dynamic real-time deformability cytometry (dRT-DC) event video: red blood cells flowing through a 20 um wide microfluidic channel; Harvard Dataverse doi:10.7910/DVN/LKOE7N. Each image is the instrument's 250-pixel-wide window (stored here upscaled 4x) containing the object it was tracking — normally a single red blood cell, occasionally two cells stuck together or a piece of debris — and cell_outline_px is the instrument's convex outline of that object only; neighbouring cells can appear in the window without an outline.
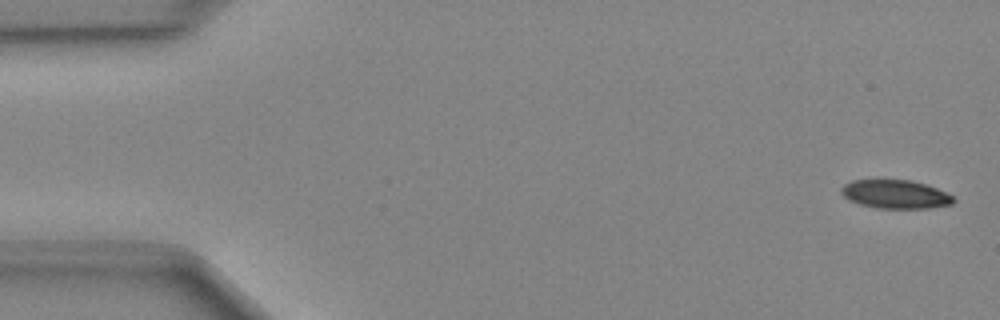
{"species": "Egyptian fruit bat (a non-hibernating species)", "species_latin": "Rousettus aegyptiacus", "temperature_condition": "cold", "stored_images_in_passage": 49, "camera_frame_rate_fps": 3000, "um_per_image_px": 0.085, "animal": {"sex": "female"}, "frame": {"image": 1, "passage_image": 2, "time_ms": 0.333, "image_size_px": [1000, 320], "cell_outline_px": [[956, 200], [952, 204], [928, 208], [876, 208], [860, 204], [848, 200], [840, 192], [840, 188], [844, 184], [852, 180], [880, 176], [912, 180], [936, 188], [952, 196]], "centroid_in_image_um": [76.02, 16.45], "position_along_channel_um": 9.0, "area_um2": 19.48}}
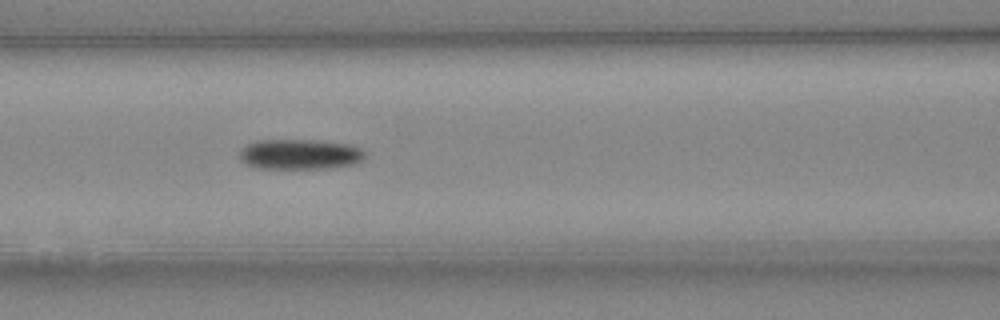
{"frame": {"image": 2, "passage_image": 21, "time_ms": 6.667, "image_size_px": [1000, 320], "cell_outline_px": [[364, 156], [360, 160], [352, 164], [324, 168], [256, 168], [240, 160], [240, 148], [256, 140], [320, 140], [348, 144], [360, 148], [364, 152]], "centroid_in_image_um": [25.44, 13.1], "position_along_channel_um": 141.2, "area_um2": 21.91}}
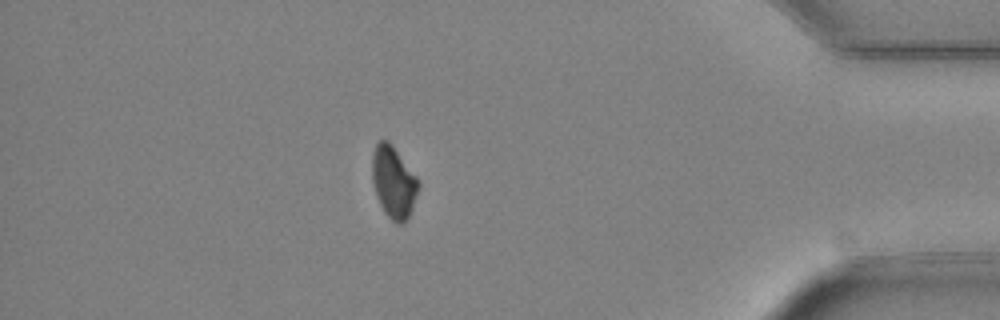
{"frame": {"image": 3, "passage_image": 43, "time_ms": 14.0, "image_size_px": [1000, 320], "cell_outline_px": [[420, 184], [412, 208], [404, 224], [396, 224], [384, 212], [376, 196], [372, 180], [372, 152], [376, 144], [380, 140], [388, 140], [392, 144], [420, 180]], "centroid_in_image_um": [33.45, 15.46], "position_along_channel_um": 401.7, "area_um2": 19.54}}